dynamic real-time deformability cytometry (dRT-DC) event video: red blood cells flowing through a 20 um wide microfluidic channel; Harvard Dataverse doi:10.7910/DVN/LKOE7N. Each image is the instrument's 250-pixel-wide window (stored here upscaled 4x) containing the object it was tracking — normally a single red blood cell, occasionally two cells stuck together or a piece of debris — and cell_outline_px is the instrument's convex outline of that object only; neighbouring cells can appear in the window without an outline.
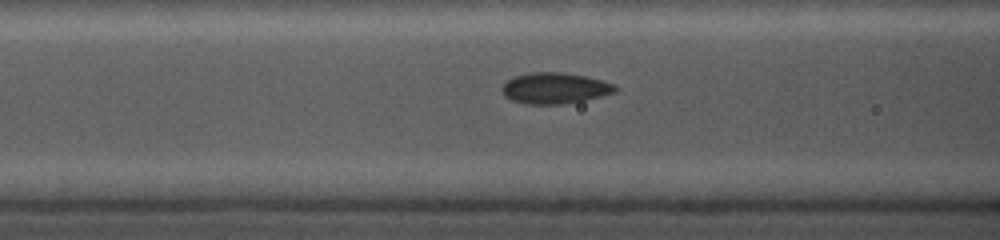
{"species": "common noctule bat (a hibernating species)", "species_latin": "Nyctalus noctula", "temperature_condition": "cold", "stored_images_in_passage": 9, "camera_frame_rate_fps": 5000, "um_per_image_px": 0.085, "animal": {"sex": "female", "body_mass_g": 19.0, "forearm_length_mm": 56.7}, "frame": {"image": 1, "passage_image": 8, "time_ms": 2.6, "image_size_px": [1000, 240], "cell_outline_px": [[616, 92], [584, 100], [560, 104], [524, 104], [512, 100], [504, 96], [500, 88], [512, 76], [532, 72], [564, 72], [584, 76], [600, 80], [612, 84], [616, 88]], "centroid_in_image_um": [47.09, 7.49], "position_along_channel_um": 119.5, "area_um2": 20.35}}